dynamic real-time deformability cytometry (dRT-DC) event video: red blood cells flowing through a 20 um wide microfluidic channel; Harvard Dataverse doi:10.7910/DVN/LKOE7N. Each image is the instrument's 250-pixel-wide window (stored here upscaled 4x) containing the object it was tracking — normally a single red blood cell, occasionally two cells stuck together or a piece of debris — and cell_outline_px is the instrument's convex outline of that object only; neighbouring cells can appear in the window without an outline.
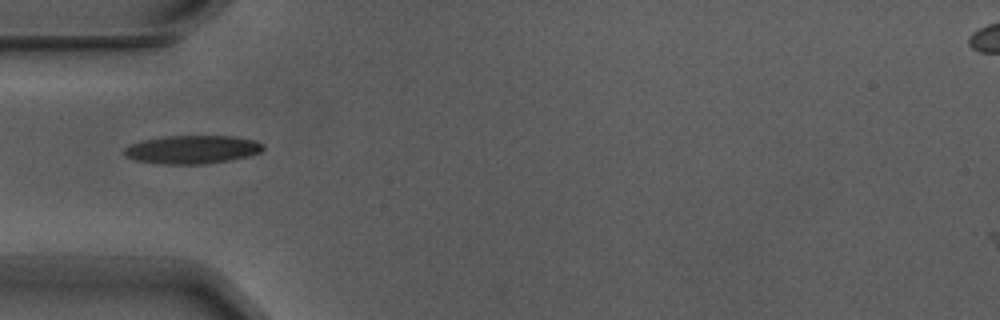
{"species": "Egyptian fruit bat (a non-hibernating species)", "species_latin": "Rousettus aegyptiacus", "temperature_condition": "warm", "stored_images_in_passage": 3, "camera_frame_rate_fps": 3000, "um_per_image_px": 0.085, "animal": {"sex": "male"}, "frame": {"image": 1, "passage_image": 2, "time_ms": 0.333, "image_size_px": [1000, 320], "cell_outline_px": [[264, 148], [260, 152], [248, 156], [228, 160], [204, 164], [164, 164], [136, 160], [128, 156], [124, 152], [124, 148], [128, 144], [144, 140], [164, 136], [232, 136], [256, 140], [264, 144]], "centroid_in_image_um": [16.36, 12.7], "position_along_channel_um": 68.6, "area_um2": 22.83}}